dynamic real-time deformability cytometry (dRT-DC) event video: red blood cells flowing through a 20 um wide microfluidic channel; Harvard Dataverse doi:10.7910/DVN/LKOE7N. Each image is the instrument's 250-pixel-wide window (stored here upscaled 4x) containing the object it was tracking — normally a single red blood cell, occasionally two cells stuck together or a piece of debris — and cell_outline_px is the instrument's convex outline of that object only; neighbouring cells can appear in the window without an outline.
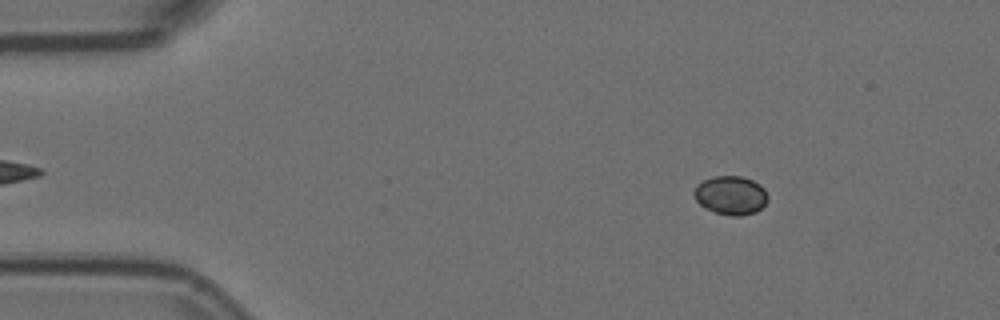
{"species": "Egyptian fruit bat (a non-hibernating species)", "species_latin": "Rousettus aegyptiacus", "temperature_condition": "room temperature", "stored_images_in_passage": 6, "camera_frame_rate_fps": 3000, "um_per_image_px": 0.085, "animal": {"sex": "female"}, "frame": {"image": 1, "passage_image": 2, "time_ms": 0.333, "image_size_px": [1000, 320], "cell_outline_px": [[768, 200], [756, 212], [740, 216], [732, 216], [716, 212], [700, 204], [696, 200], [692, 192], [704, 180], [712, 176], [740, 176], [752, 180], [760, 184], [764, 188], [768, 196]], "centroid_in_image_um": [62.14, 16.59], "position_along_channel_um": 22.9, "area_um2": 16.47}}
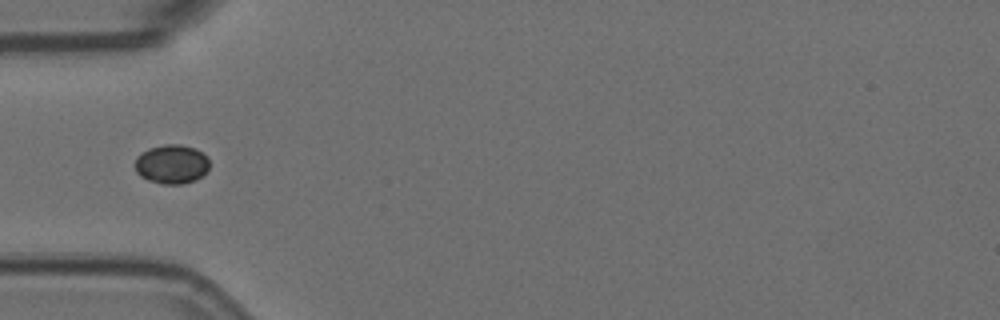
{"frame": {"image": 2, "passage_image": 5, "time_ms": 1.333, "image_size_px": [1000, 320], "cell_outline_px": [[208, 172], [196, 180], [184, 184], [160, 184], [148, 180], [140, 176], [136, 172], [136, 156], [140, 152], [148, 148], [164, 144], [180, 144], [196, 148], [208, 156]], "centroid_in_image_um": [14.6, 13.95], "position_along_channel_um": 70.4, "area_um2": 17.34}}
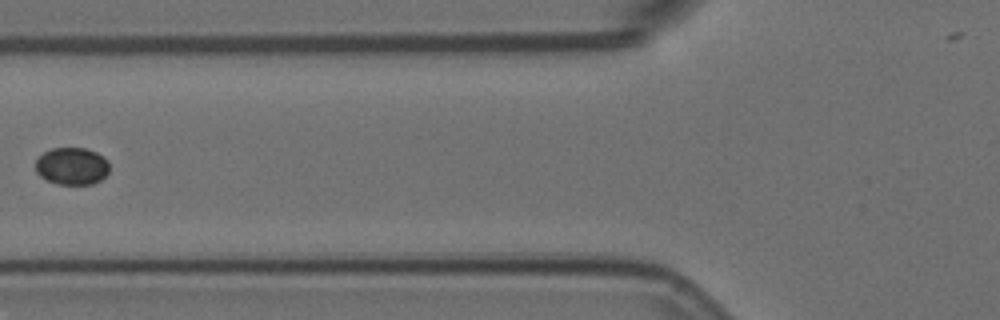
{"frame": {"image": 3, "passage_image": 6, "time_ms": 1.667, "image_size_px": [1000, 320], "cell_outline_px": [[108, 172], [100, 180], [92, 184], [60, 184], [48, 180], [40, 176], [36, 172], [36, 160], [44, 152], [52, 148], [84, 148], [96, 152], [104, 156], [108, 160]], "centroid_in_image_um": [6.12, 14.11], "position_along_channel_um": 119.7, "area_um2": 15.95}}